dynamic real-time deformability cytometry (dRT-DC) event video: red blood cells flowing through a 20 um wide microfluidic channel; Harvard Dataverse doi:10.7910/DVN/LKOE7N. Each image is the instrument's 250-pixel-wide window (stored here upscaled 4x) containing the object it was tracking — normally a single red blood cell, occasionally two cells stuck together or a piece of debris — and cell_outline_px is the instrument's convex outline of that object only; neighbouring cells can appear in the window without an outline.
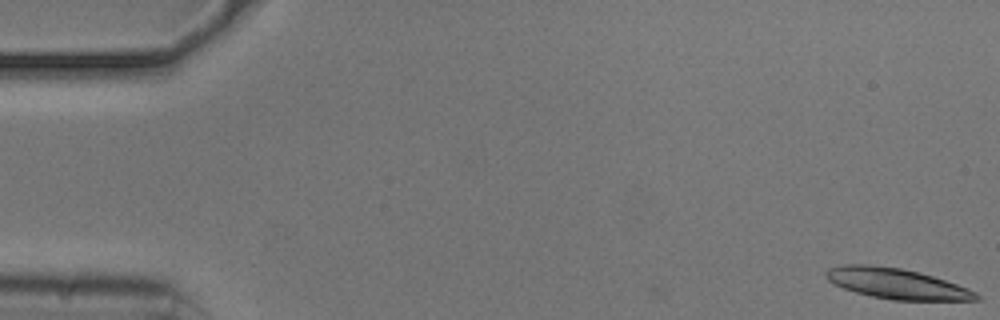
{"species": "common noctule bat (a hibernating species)", "species_latin": "Nyctalus noctula", "temperature_condition": "cold", "stored_images_in_passage": 52, "segment_of_instrument_passage": [1, 2], "camera_frame_rate_fps": 3000, "um_per_image_px": 0.085, "animal": {"sex": "male", "body_mass_g": 20.5, "forearm_length_mm": 52.5}, "frame": {"image": 1, "passage_image": 1, "time_ms": 0.0, "image_size_px": [1000, 320], "cell_outline_px": [[980, 300], [892, 300], [872, 296], [856, 292], [844, 288], [828, 280], [824, 276], [824, 272], [828, 268], [844, 264], [868, 264], [900, 268], [920, 272], [968, 288], [976, 292], [980, 296]], "centroid_in_image_um": [76.19, 24.1], "position_along_channel_um": 8.8, "area_um2": 26.59}}